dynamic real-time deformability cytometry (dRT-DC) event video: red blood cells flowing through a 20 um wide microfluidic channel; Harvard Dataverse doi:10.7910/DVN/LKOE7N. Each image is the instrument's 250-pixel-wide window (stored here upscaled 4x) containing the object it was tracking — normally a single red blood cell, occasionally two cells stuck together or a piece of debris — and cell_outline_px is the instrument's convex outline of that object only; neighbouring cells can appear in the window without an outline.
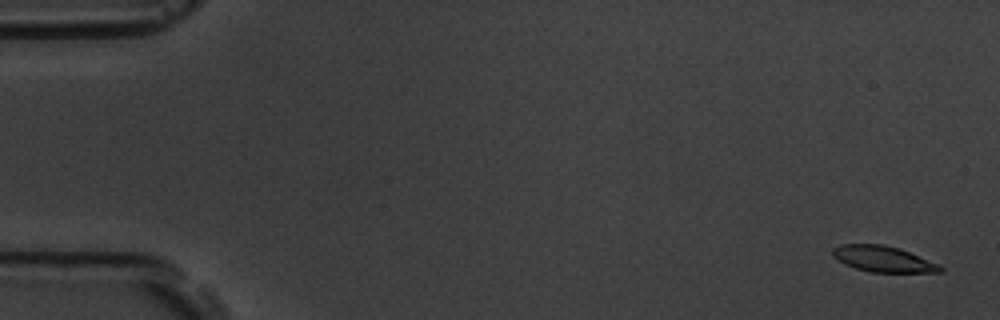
{"species": "common noctule bat (a hibernating species)", "species_latin": "Nyctalus noctula", "temperature_condition": "room temperature", "stored_images_in_passage": 8, "camera_frame_rate_fps": 3000, "um_per_image_px": 0.085, "animal": {"sex": "male", "body_mass_g": 19.5, "forearm_length_mm": 54.6}, "frame": {"image": 1, "passage_image": 1, "time_ms": 0.0, "image_size_px": [1000, 320], "cell_outline_px": [[944, 272], [872, 272], [856, 268], [844, 264], [832, 256], [832, 248], [840, 244], [884, 244], [900, 248], [936, 264], [944, 268]], "centroid_in_image_um": [75.01, 22.0], "position_along_channel_um": 10.0, "area_um2": 16.13}}
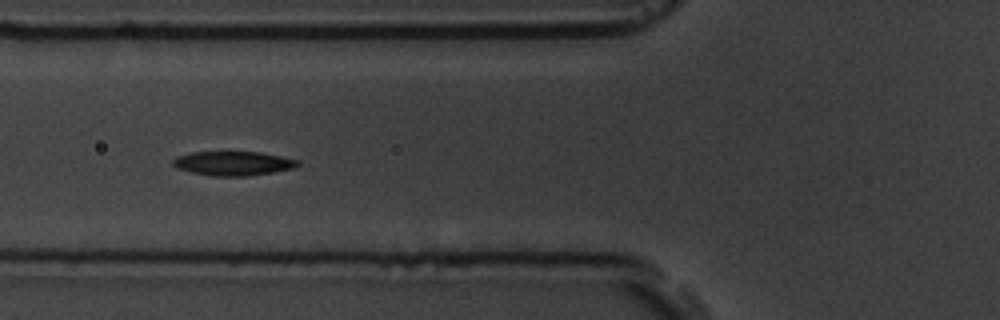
{"frame": {"image": 2, "passage_image": 6, "time_ms": 6.667, "image_size_px": [1000, 320], "cell_outline_px": [[300, 164], [296, 168], [248, 176], [212, 176], [192, 172], [176, 168], [172, 164], [172, 160], [176, 156], [192, 152], [260, 152], [300, 160]], "centroid_in_image_um": [19.83, 13.89], "position_along_channel_um": 106.0, "area_um2": 17.69}}
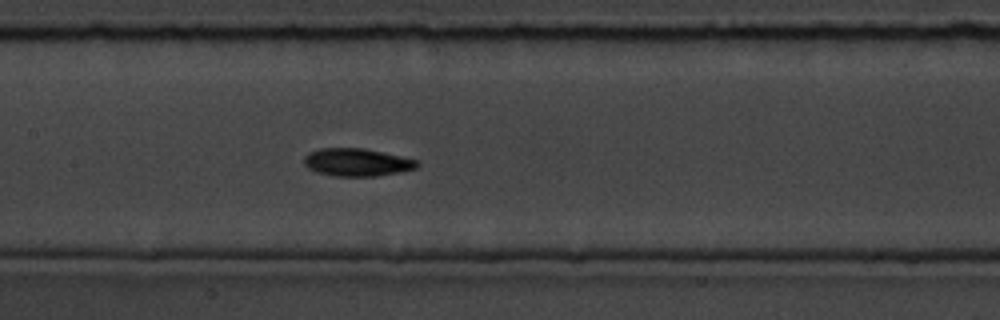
{"frame": {"image": 3, "passage_image": 8, "time_ms": 8.667, "image_size_px": [1000, 320], "cell_outline_px": [[420, 164], [416, 168], [400, 172], [376, 176], [336, 176], [316, 172], [308, 168], [304, 164], [304, 156], [308, 152], [320, 148], [364, 148], [420, 160]], "centroid_in_image_um": [30.35, 13.79], "position_along_channel_um": 177.1, "area_um2": 18.44}}